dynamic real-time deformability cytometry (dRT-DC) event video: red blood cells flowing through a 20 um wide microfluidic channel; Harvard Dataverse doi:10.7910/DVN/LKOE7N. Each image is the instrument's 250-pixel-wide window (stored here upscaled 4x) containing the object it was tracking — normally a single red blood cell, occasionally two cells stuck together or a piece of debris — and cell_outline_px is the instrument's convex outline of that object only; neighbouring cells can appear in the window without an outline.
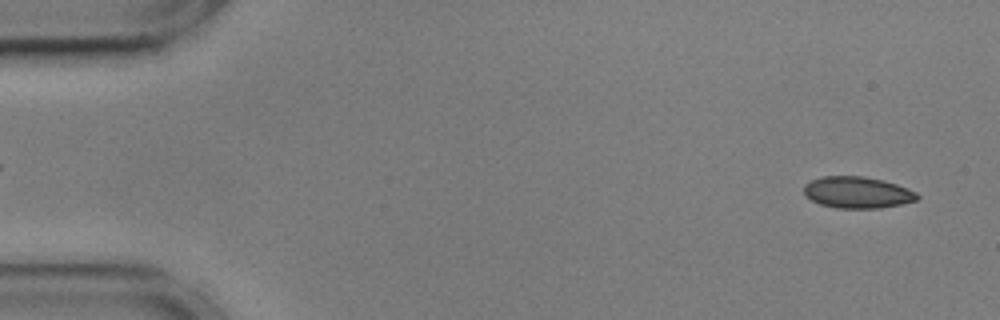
{"species": "common noctule bat (a hibernating species)", "species_latin": "Nyctalus noctula", "temperature_condition": "cold", "stored_images_in_passage": 54, "camera_frame_rate_fps": 3000, "um_per_image_px": 0.085, "animal": {"sex": "male", "body_mass_g": 17.9, "forearm_length_mm": 54.2}, "frame": {"image": 1, "passage_image": 2, "time_ms": 0.333, "image_size_px": [1000, 320], "cell_outline_px": [[920, 196], [916, 200], [900, 204], [880, 208], [836, 208], [820, 204], [812, 200], [804, 192], [804, 184], [820, 176], [864, 176], [884, 180], [908, 188], [916, 192]], "centroid_in_image_um": [72.88, 16.35], "position_along_channel_um": 12.1, "area_um2": 20.81}}
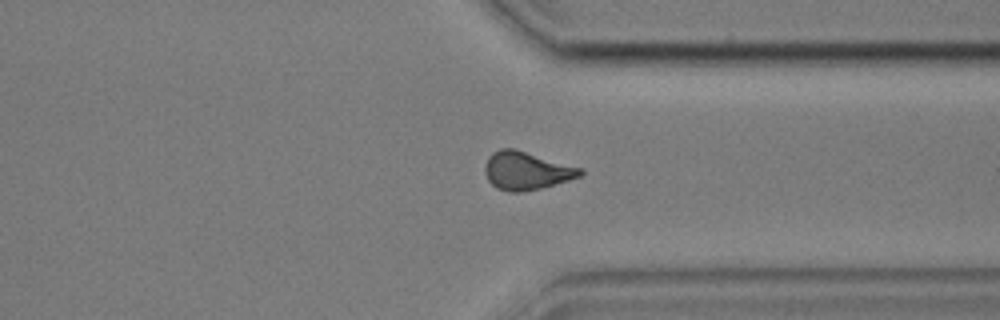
{"frame": {"image": 2, "passage_image": 41, "time_ms": 13.333, "image_size_px": [1000, 320], "cell_outline_px": [[584, 172], [580, 176], [568, 180], [540, 188], [520, 192], [508, 192], [496, 188], [488, 180], [484, 172], [484, 168], [488, 156], [492, 152], [500, 148], [516, 148], [584, 168]], "centroid_in_image_um": [44.74, 14.49], "position_along_channel_um": 366.7, "area_um2": 21.44}}
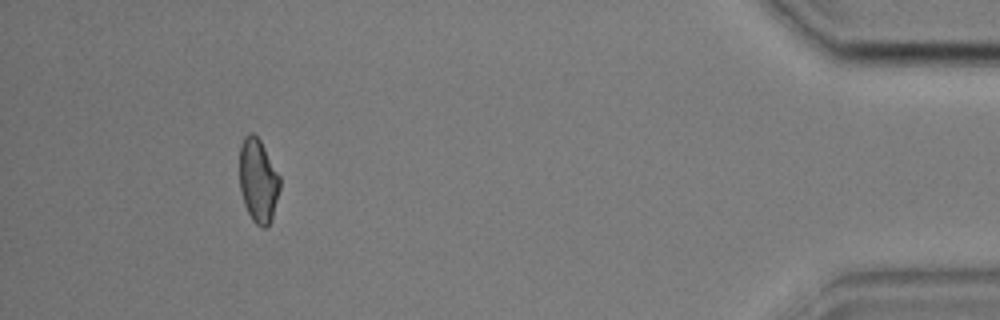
{"frame": {"image": 3, "passage_image": 50, "time_ms": 16.333, "image_size_px": [1000, 320], "cell_outline_px": [[280, 188], [272, 220], [264, 228], [260, 228], [252, 220], [244, 204], [240, 192], [240, 144], [244, 136], [248, 132], [252, 132], [260, 140], [280, 176]], "centroid_in_image_um": [21.94, 15.36], "position_along_channel_um": 413.3, "area_um2": 19.83}, "authors_computed_cell_mechanics": {"area_um2": 20.8947, "velocity_mm_per_s": 3.6001, "shape_relaxation_time_tau1_ms": 7.3106, "shape_relaxation_time_tau2_ms": 1.3083, "deformation_change_tau1": 0.1145, "deformation_change_tau2": 0.0531}}